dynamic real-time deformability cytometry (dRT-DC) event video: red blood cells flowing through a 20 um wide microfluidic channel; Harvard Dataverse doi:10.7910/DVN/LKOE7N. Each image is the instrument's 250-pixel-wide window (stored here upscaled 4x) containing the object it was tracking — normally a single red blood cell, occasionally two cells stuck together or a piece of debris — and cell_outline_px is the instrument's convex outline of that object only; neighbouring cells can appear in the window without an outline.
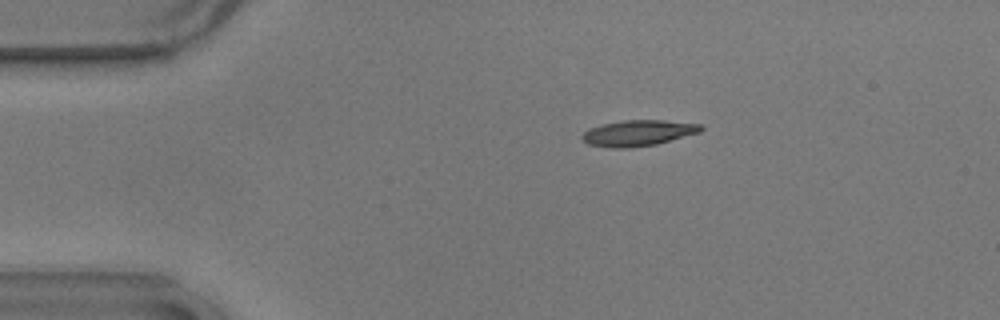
{"species": "common noctule bat (a hibernating species)", "species_latin": "Nyctalus noctula", "temperature_condition": "warm", "stored_images_in_passage": 8, "camera_frame_rate_fps": 3000, "um_per_image_px": 0.085, "animal": {"sex": "male", "body_mass_g": 17.9}, "frame": {"image": 1, "passage_image": 1, "time_ms": 0.0, "image_size_px": [1000, 320], "cell_outline_px": [[704, 128], [700, 132], [656, 144], [628, 148], [612, 148], [588, 144], [580, 136], [584, 132], [592, 128], [604, 124], [624, 120], [664, 120], [704, 124]], "centroid_in_image_um": [54.29, 11.3], "position_along_channel_um": 30.7, "area_um2": 17.8}}